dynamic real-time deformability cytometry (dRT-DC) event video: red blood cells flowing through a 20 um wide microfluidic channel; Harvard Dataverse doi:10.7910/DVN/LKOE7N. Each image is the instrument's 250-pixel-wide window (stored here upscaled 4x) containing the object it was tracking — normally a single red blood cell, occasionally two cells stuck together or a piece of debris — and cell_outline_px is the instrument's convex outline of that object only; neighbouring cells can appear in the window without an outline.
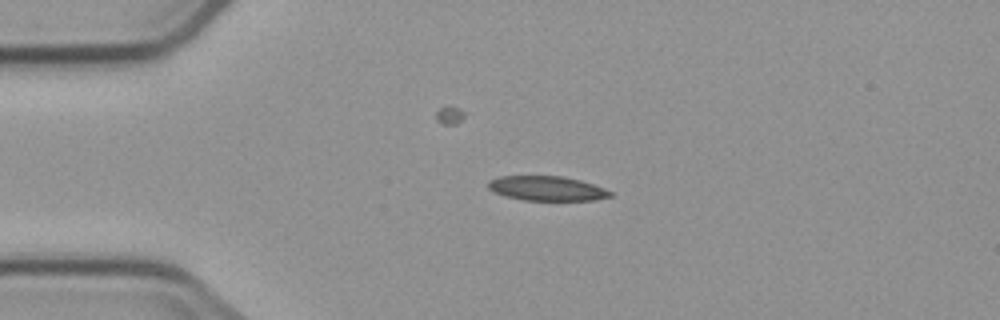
{"species": "common noctule bat (a hibernating species)", "species_latin": "Nyctalus noctula", "temperature_condition": "cold", "stored_images_in_passage": 4, "camera_frame_rate_fps": 3000, "um_per_image_px": 0.085, "animal": {"sex": "male", "body_mass_g": 23.1, "forearm_length_mm": 52.7}, "frame": {"image": 1, "passage_image": 3, "time_ms": 2.333, "image_size_px": [1000, 320], "cell_outline_px": [[612, 196], [596, 200], [524, 200], [508, 196], [496, 192], [488, 188], [488, 180], [500, 176], [560, 176], [580, 180], [604, 188], [612, 192]], "centroid_in_image_um": [46.5, 16.01], "position_along_channel_um": 38.5, "area_um2": 17.28}}